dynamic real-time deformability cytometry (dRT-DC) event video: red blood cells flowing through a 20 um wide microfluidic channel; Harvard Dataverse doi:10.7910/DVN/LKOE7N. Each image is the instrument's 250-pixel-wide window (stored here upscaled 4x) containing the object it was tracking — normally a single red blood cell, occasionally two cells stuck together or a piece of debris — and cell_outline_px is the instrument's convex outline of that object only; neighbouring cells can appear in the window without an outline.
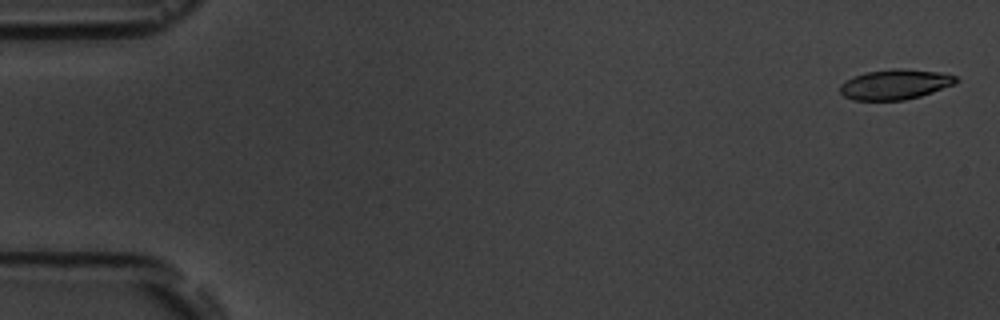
{"species": "common noctule bat (a hibernating species)", "species_latin": "Nyctalus noctula", "temperature_condition": "room temperature", "stored_images_in_passage": 5, "camera_frame_rate_fps": 3000, "um_per_image_px": 0.085, "animal": {"sex": "male", "body_mass_g": 19.5, "forearm_length_mm": 54.6}, "frame": {"image": 1, "passage_image": 1, "time_ms": 0.0, "image_size_px": [1000, 320], "cell_outline_px": [[960, 80], [956, 84], [920, 96], [904, 100], [852, 100], [844, 96], [840, 92], [840, 84], [852, 76], [868, 72], [892, 68], [900, 68], [936, 72], [956, 76]], "centroid_in_image_um": [76.07, 7.17], "position_along_channel_um": 8.9, "area_um2": 20.35}}